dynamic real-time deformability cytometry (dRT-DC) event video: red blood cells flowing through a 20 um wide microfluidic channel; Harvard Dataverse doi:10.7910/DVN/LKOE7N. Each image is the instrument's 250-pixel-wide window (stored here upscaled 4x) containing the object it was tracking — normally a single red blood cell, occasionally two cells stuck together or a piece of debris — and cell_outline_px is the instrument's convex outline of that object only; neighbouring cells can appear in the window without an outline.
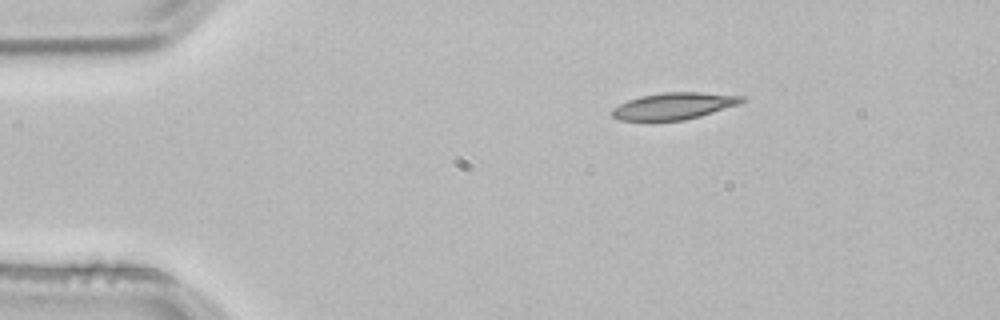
{"species": "common noctule bat (a hibernating species)", "species_latin": "Nyctalus noctula", "temperature_condition": "room temperature", "stored_images_in_passage": 3, "segment_of_instrument_passage": [2, 2], "camera_frame_rate_fps": 3000, "um_per_image_px": 0.085, "animal": {"sex": "male", "body_mass_g": 21.5, "forearm_length_mm": 52.0}, "frame": {"image": 1, "passage_image": 3, "time_ms": 0.667, "image_size_px": [1000, 320], "cell_outline_px": [[744, 100], [740, 104], [700, 116], [684, 120], [616, 120], [608, 112], [612, 108], [628, 100], [640, 96], [660, 92], [700, 92], [744, 96]], "centroid_in_image_um": [57.24, 9.0], "position_along_channel_um": 27.8, "area_um2": 20.29}}